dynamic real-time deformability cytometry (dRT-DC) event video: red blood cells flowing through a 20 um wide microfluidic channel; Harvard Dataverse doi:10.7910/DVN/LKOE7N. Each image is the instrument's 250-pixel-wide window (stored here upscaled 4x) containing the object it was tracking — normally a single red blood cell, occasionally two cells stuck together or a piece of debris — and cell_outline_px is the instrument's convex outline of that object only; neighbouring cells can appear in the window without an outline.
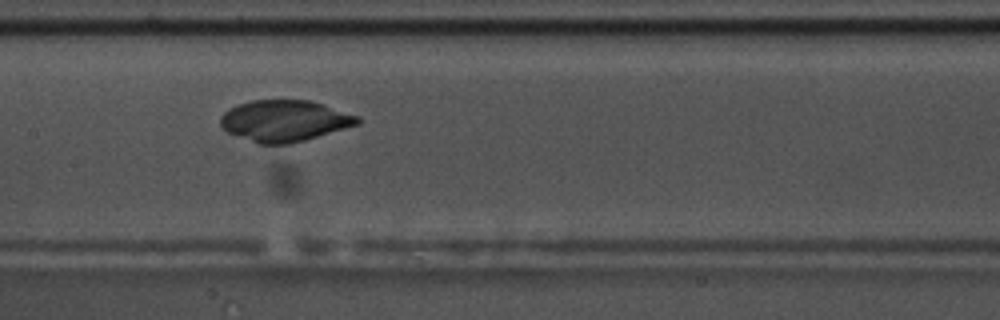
{"species": "common noctule bat (a hibernating species)", "species_latin": "Nyctalus noctula", "temperature_condition": "warm", "stored_images_in_passage": 40, "camera_frame_rate_fps": 3000, "um_per_image_px": 0.085, "animal": {"sex": "male", "body_mass_g": 17.5, "forearm_length_mm": 52.3}, "frame": {"image": 1, "passage_image": 12, "time_ms": 3.667, "image_size_px": [1000, 320], "cell_outline_px": [[360, 124], [304, 140], [288, 144], [256, 144], [228, 132], [220, 124], [220, 116], [228, 108], [252, 100], [308, 100], [324, 104], [360, 116]], "centroid_in_image_um": [24.19, 10.26], "position_along_channel_um": 183.2, "area_um2": 33.06}}